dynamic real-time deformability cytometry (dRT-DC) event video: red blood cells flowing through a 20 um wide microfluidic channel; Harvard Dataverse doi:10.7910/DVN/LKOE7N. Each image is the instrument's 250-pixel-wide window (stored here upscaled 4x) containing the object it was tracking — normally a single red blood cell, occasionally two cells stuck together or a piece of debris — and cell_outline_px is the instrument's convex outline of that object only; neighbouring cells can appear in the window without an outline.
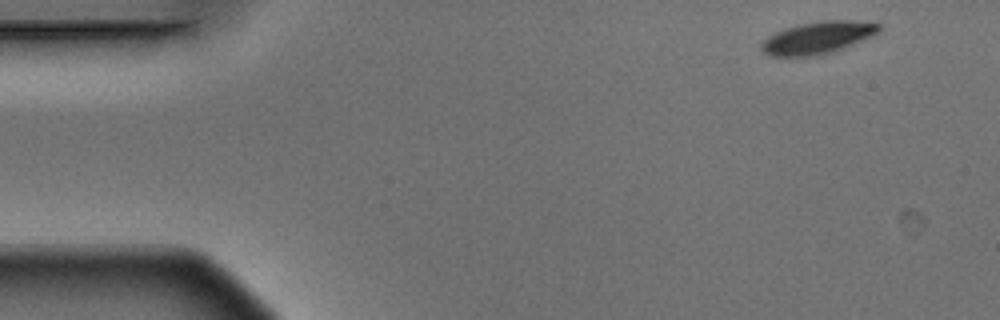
{"species": "Egyptian fruit bat (a non-hibernating species)", "species_latin": "Rousettus aegyptiacus", "temperature_condition": "warm", "stored_images_in_passage": 4, "camera_frame_rate_fps": 3000, "um_per_image_px": 0.085, "animal": {"sex": "male"}, "frame": {"image": 1, "passage_image": 1, "time_ms": 0.0, "image_size_px": [1000, 320], "cell_outline_px": [[880, 28], [876, 32], [860, 40], [832, 52], [816, 56], [768, 56], [760, 48], [760, 44], [768, 36], [776, 32], [800, 24], [824, 20], [852, 20], [880, 24]], "centroid_in_image_um": [69.43, 3.21], "position_along_channel_um": 15.6, "area_um2": 21.56}}